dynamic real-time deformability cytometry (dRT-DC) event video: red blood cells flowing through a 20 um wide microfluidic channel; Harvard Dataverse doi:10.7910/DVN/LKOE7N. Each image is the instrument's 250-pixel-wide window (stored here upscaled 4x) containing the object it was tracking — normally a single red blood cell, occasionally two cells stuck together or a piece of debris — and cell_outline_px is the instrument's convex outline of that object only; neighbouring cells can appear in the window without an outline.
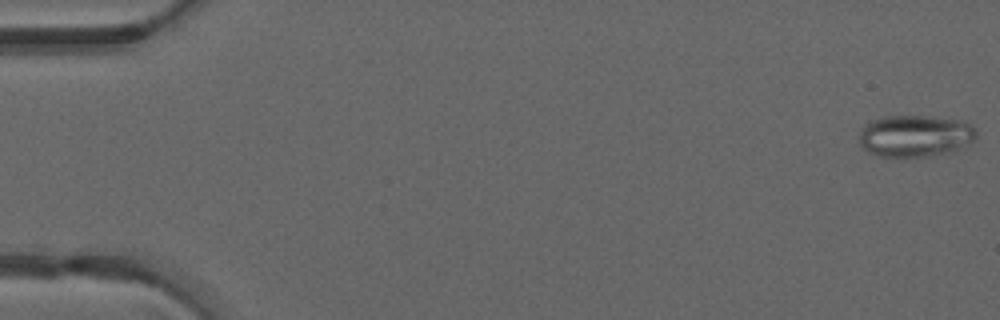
{"species": "common noctule bat (a hibernating species)", "species_latin": "Nyctalus noctula", "temperature_condition": "warm", "stored_images_in_passage": 49, "camera_frame_rate_fps": 3000, "um_per_image_px": 0.085, "animal": {"sex": "male", "forearm_length_mm": 52.5}, "frame": {"image": 1, "passage_image": 1, "time_ms": 0.0, "image_size_px": [1000, 320], "cell_outline_px": [[976, 136], [972, 140], [956, 152], [928, 156], [876, 156], [868, 152], [860, 144], [860, 132], [864, 124], [872, 120], [884, 116], [928, 116], [964, 120], [972, 124], [976, 128]], "centroid_in_image_um": [77.82, 11.54], "position_along_channel_um": 7.2, "area_um2": 28.84}}
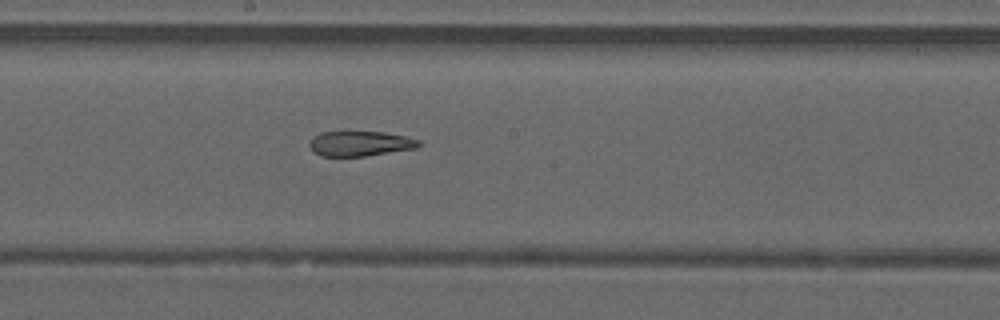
{"frame": {"image": 2, "passage_image": 27, "time_ms": 8.667, "image_size_px": [1000, 320], "cell_outline_px": [[424, 144], [416, 148], [364, 156], [320, 156], [312, 152], [308, 144], [312, 136], [320, 132], [384, 132], [404, 136], [420, 140]], "centroid_in_image_um": [30.58, 12.2], "position_along_channel_um": 217.6, "area_um2": 16.07}}
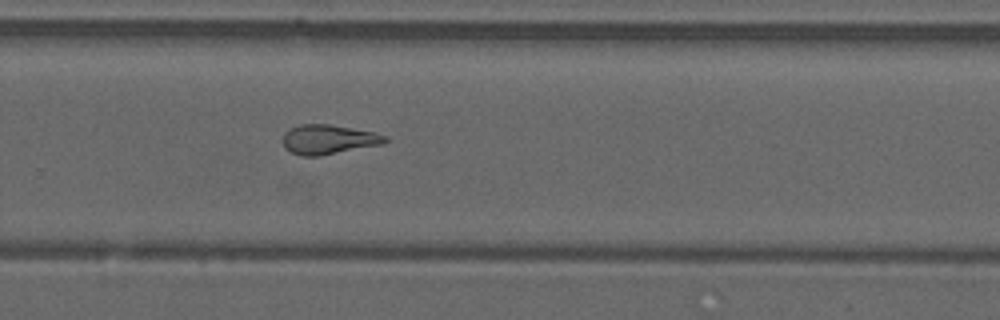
{"frame": {"image": 3, "passage_image": 33, "time_ms": 10.667, "image_size_px": [1000, 320], "cell_outline_px": [[388, 140], [384, 144], [320, 156], [300, 156], [284, 148], [284, 132], [300, 124], [328, 124], [376, 132], [388, 136]], "centroid_in_image_um": [27.96, 11.86], "position_along_channel_um": 301.8, "area_um2": 17.69}, "authors_computed_cell_mechanics": {"area_um2": 19.8254, "velocity_mm_per_s": 4.242, "shape_relaxation_time_tau1_ms": null, "shape_relaxation_time_tau2_ms": 2.4232, "deformation_change_tau1": null, "deformation_change_tau2": 0.1115}}